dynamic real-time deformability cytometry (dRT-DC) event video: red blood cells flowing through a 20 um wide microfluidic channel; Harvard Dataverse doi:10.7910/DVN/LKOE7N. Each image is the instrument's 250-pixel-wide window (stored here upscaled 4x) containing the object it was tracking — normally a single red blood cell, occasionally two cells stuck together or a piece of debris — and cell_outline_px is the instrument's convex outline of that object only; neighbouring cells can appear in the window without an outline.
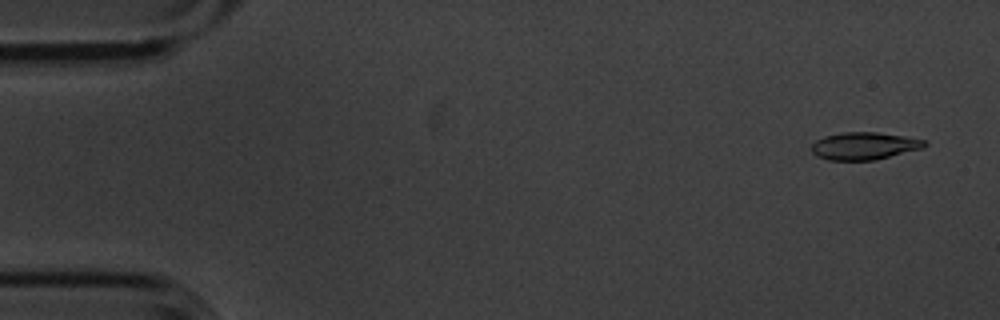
{"species": "common noctule bat (a hibernating species)", "species_latin": "Nyctalus noctula", "temperature_condition": "cold", "stored_images_in_passage": 8, "camera_frame_rate_fps": 3000, "um_per_image_px": 0.085, "animal": {"sex": "male", "body_mass_g": 20.1, "forearm_length_mm": 53.5}, "frame": {"image": 1, "passage_image": 1, "time_ms": 0.0, "image_size_px": [1000, 320], "cell_outline_px": [[928, 144], [924, 148], [876, 160], [828, 160], [816, 156], [812, 152], [812, 144], [816, 140], [824, 136], [840, 132], [876, 132], [928, 140]], "centroid_in_image_um": [73.48, 12.4], "position_along_channel_um": 11.5, "area_um2": 18.26}}
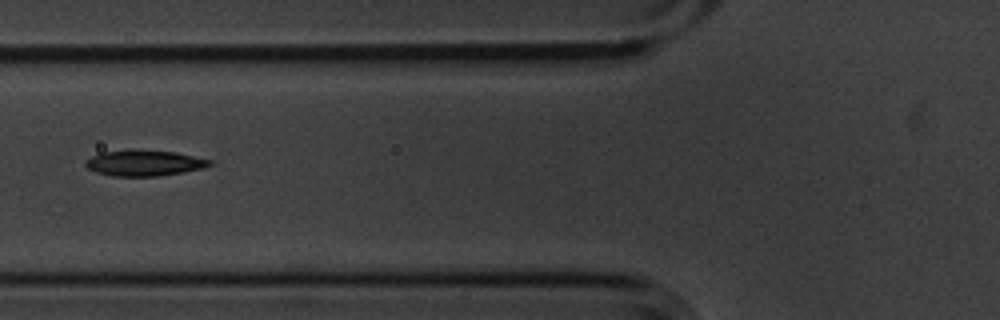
{"frame": {"image": 2, "passage_image": 6, "time_ms": 1.667, "image_size_px": [1000, 320], "cell_outline_px": [[212, 164], [204, 168], [184, 172], [160, 176], [112, 176], [96, 172], [88, 168], [84, 164], [84, 160], [100, 152], [176, 152], [212, 160]], "centroid_in_image_um": [12.28, 13.9], "position_along_channel_um": 113.5, "area_um2": 18.03}}
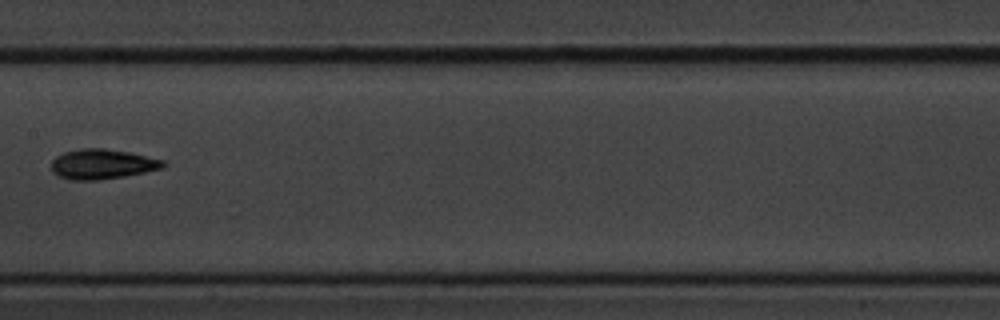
{"frame": {"image": 3, "passage_image": 8, "time_ms": 2.333, "image_size_px": [1000, 320], "cell_outline_px": [[168, 164], [164, 168], [124, 176], [100, 180], [72, 180], [60, 176], [52, 172], [52, 160], [56, 156], [64, 152], [80, 148], [104, 148], [128, 152], [164, 160]], "centroid_in_image_um": [8.7, 13.95], "position_along_channel_um": 198.7, "area_um2": 19.54}}